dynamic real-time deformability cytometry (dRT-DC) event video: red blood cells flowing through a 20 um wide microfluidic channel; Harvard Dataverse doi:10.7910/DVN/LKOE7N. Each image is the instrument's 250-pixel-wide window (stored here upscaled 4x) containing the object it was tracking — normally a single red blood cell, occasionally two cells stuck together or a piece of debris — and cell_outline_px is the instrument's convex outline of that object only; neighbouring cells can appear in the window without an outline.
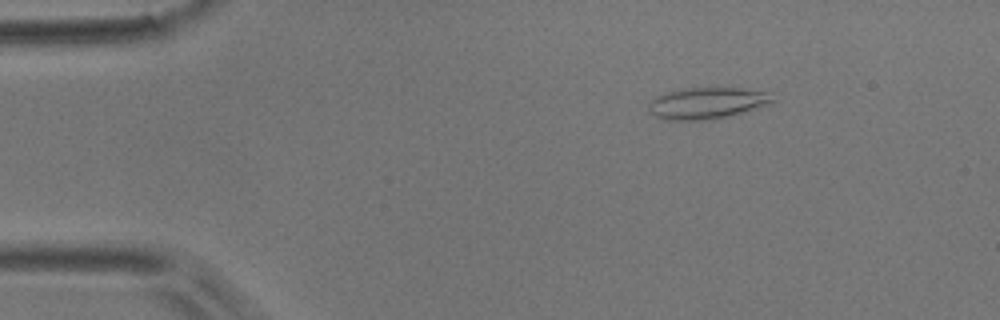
{"species": "common noctule bat (a hibernating species)", "species_latin": "Nyctalus noctula", "temperature_condition": "room temperature", "stored_images_in_passage": 46, "camera_frame_rate_fps": 3000, "um_per_image_px": 0.085, "animal": {"sex": "male", "body_mass_g": 17.9}, "frame": {"image": 1, "passage_image": 1, "time_ms": 0.0, "image_size_px": [1000, 320], "cell_outline_px": [[776, 100], [768, 104], [740, 112], [724, 116], [700, 120], [668, 120], [656, 116], [648, 112], [648, 104], [656, 96], [668, 92], [688, 88], [736, 88], [764, 92]], "centroid_in_image_um": [60.0, 8.76], "position_along_channel_um": 25.0, "area_um2": 21.96}}
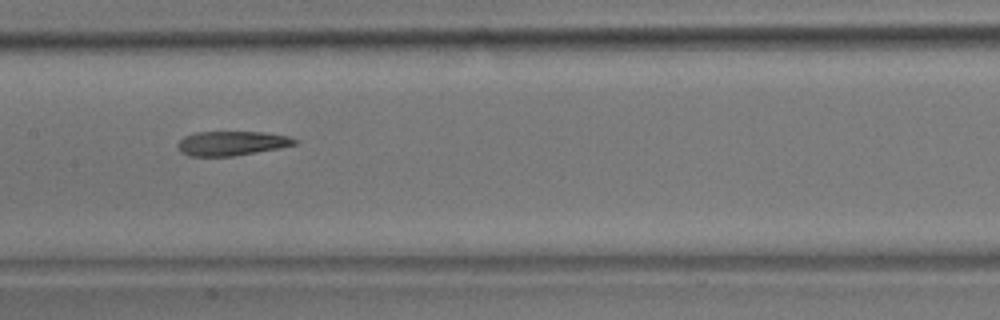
{"frame": {"image": 2, "passage_image": 19, "time_ms": 6.0, "image_size_px": [1000, 320], "cell_outline_px": [[300, 140], [296, 144], [280, 148], [232, 156], [188, 156], [180, 152], [176, 144], [184, 136], [196, 132], [264, 132], [288, 136]], "centroid_in_image_um": [19.69, 12.18], "position_along_channel_um": 187.7, "area_um2": 16.7}}
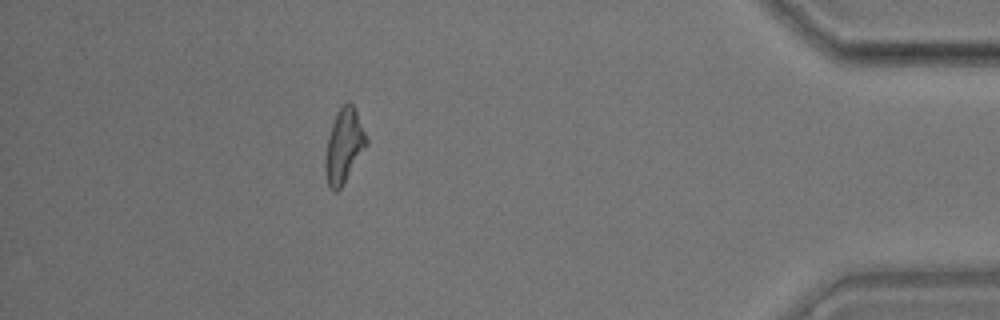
{"frame": {"image": 3, "passage_image": 40, "time_ms": 13.0, "image_size_px": [1000, 320], "cell_outline_px": [[368, 144], [340, 188], [336, 192], [332, 192], [328, 188], [324, 172], [324, 160], [328, 136], [336, 112], [348, 100], [352, 104], [356, 112], [368, 140]], "centroid_in_image_um": [29.2, 12.44], "position_along_channel_um": 406.0, "area_um2": 17.69}, "authors_computed_cell_mechanics": {"area_um2": 17.6868, "velocity_mm_per_s": 3.8131, "shape_relaxation_time_tau1_ms": null, "shape_relaxation_time_tau2_ms": 5.9171, "deformation_change_tau1": null, "deformation_change_tau2": 0.1724}}